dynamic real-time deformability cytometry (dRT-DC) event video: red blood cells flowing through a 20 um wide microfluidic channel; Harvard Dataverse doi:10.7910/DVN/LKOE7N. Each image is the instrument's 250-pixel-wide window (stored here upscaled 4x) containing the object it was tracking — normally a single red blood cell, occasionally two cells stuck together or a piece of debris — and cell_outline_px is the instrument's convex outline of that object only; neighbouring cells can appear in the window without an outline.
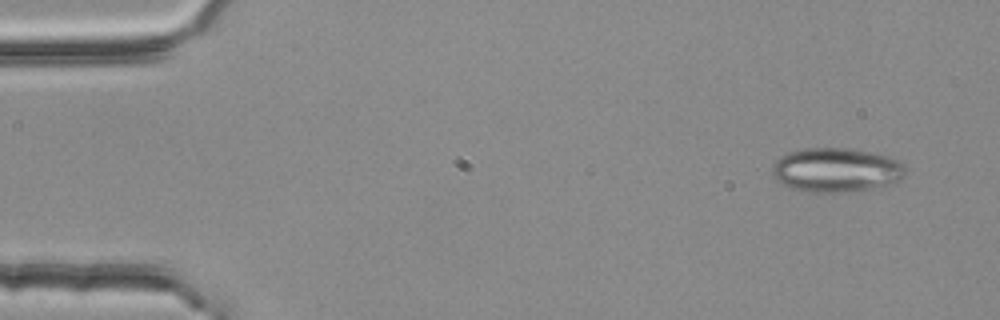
{"species": "common noctule bat (a hibernating species)", "species_latin": "Nyctalus noctula", "temperature_condition": "room temperature", "stored_images_in_passage": 4, "camera_frame_rate_fps": 3000, "um_per_image_px": 0.085, "animal": {"sex": "female", "body_mass_g": 25.1}, "frame": {"image": 1, "passage_image": 1, "time_ms": 0.0, "image_size_px": [1000, 320], "cell_outline_px": [[904, 176], [900, 180], [892, 184], [872, 188], [836, 192], [808, 192], [792, 188], [776, 180], [772, 176], [772, 164], [780, 156], [788, 152], [804, 148], [848, 148], [888, 156], [904, 164]], "centroid_in_image_um": [71.04, 14.44], "position_along_channel_um": 14.0, "area_um2": 34.22}}